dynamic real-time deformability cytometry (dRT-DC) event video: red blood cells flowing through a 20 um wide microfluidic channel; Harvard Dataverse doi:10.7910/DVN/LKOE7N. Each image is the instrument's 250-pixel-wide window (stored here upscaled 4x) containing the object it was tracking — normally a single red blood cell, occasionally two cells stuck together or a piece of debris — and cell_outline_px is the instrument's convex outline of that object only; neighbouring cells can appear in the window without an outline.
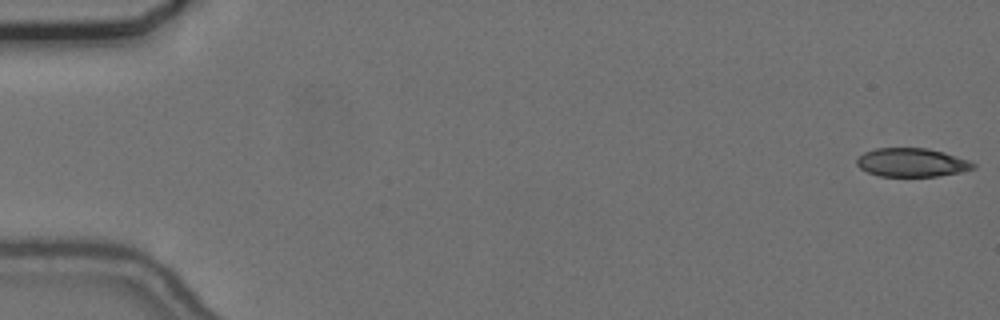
{"species": "common noctule bat (a hibernating species)", "species_latin": "Nyctalus noctula", "temperature_condition": "cold", "stored_images_in_passage": 56, "camera_frame_rate_fps": 3000, "um_per_image_px": 0.085, "animal": {"sex": "female", "body_mass_g": 24.6, "forearm_length_mm": 56.2}, "frame": {"image": 1, "passage_image": 1, "time_ms": 0.0, "image_size_px": [1000, 320], "cell_outline_px": [[976, 168], [964, 172], [936, 176], [880, 176], [868, 172], [860, 168], [856, 164], [856, 160], [864, 152], [876, 148], [928, 148], [944, 152], [968, 160], [976, 164]], "centroid_in_image_um": [77.53, 13.81], "position_along_channel_um": 7.5, "area_um2": 19.48}}
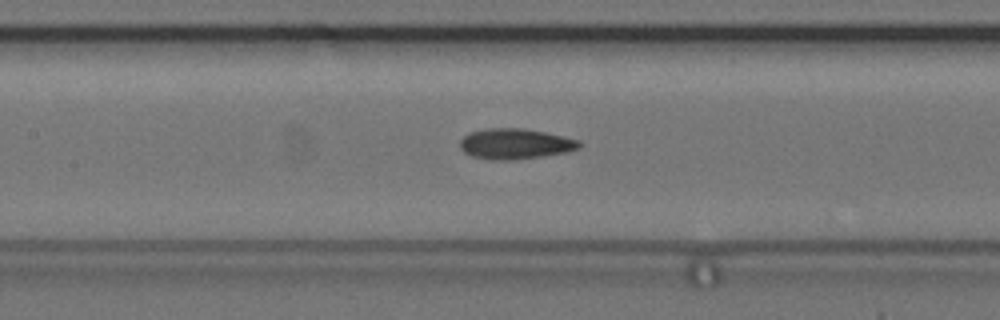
{"frame": {"image": 2, "passage_image": 26, "time_ms": 8.333, "image_size_px": [1000, 320], "cell_outline_px": [[580, 148], [568, 152], [544, 156], [512, 160], [492, 160], [472, 156], [464, 152], [460, 148], [460, 140], [468, 132], [484, 128], [524, 128], [564, 136], [580, 140]], "centroid_in_image_um": [43.79, 12.22], "position_along_channel_um": 163.6, "area_um2": 21.44}}
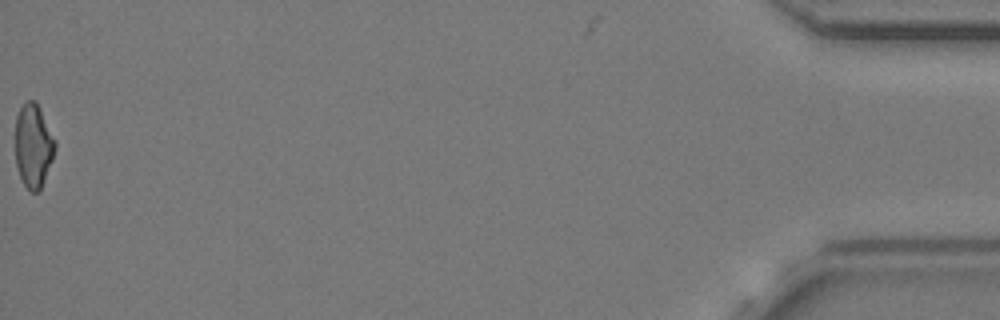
{"frame": {"image": 3, "passage_image": 56, "time_ms": 18.333, "image_size_px": [1000, 320], "cell_outline_px": [[56, 148], [52, 160], [40, 188], [36, 192], [32, 192], [24, 184], [20, 176], [16, 164], [16, 116], [20, 108], [28, 100], [36, 100], [56, 140]], "centroid_in_image_um": [2.84, 12.35], "position_along_channel_um": 432.4, "area_um2": 19.19}, "authors_computed_cell_mechanics": {"area_um2": 20.7213, "velocity_mm_per_s": 3.6962, "shape_relaxation_time_tau1_ms": null, "shape_relaxation_time_tau2_ms": 3.8079, "deformation_change_tau1": null, "deformation_change_tau2": 0.1241}}